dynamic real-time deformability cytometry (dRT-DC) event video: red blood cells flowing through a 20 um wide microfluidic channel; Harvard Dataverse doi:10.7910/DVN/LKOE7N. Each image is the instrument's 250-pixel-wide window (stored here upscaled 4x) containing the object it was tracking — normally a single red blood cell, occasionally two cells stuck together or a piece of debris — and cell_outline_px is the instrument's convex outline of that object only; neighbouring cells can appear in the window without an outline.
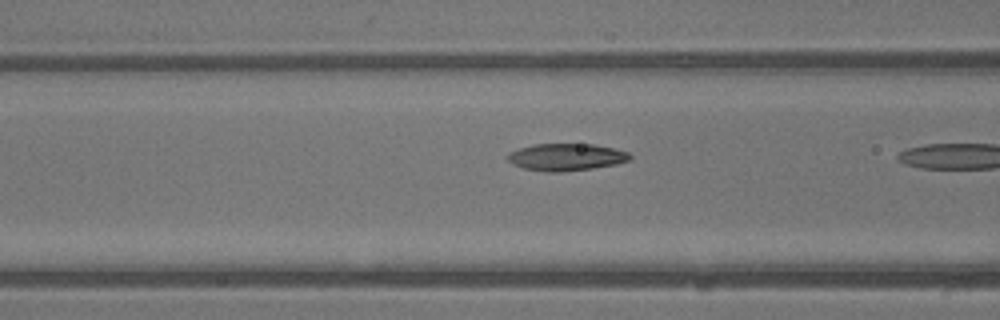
{"species": "common noctule bat (a hibernating species)", "species_latin": "Nyctalus noctula", "temperature_condition": "warm", "stored_images_in_passage": 11, "camera_frame_rate_fps": 3000, "um_per_image_px": 0.085, "animal": {"sex": "male", "body_mass_g": 13.3}, "frame": {"image": 1, "passage_image": 10, "time_ms": 3.0, "image_size_px": [1000, 320], "cell_outline_px": [[632, 156], [628, 160], [616, 164], [592, 168], [560, 172], [548, 172], [524, 168], [512, 164], [508, 160], [508, 152], [532, 144], [596, 144], [628, 152]], "centroid_in_image_um": [48.11, 13.34], "position_along_channel_um": 118.5, "area_um2": 19.25}}